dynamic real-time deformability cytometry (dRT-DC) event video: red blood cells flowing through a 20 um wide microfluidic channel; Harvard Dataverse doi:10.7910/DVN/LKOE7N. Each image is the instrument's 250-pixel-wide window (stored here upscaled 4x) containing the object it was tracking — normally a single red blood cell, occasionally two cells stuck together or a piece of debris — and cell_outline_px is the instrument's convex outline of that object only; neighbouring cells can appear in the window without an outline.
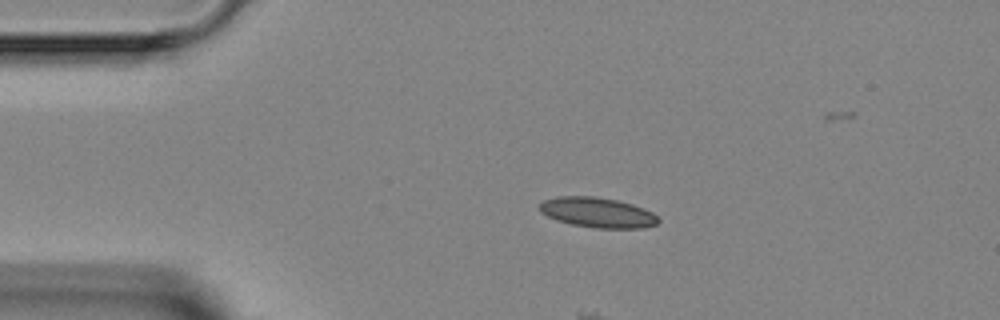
{"species": "Egyptian fruit bat (a non-hibernating species)", "species_latin": "Rousettus aegyptiacus", "temperature_condition": "room temperature", "stored_images_in_passage": 3, "camera_frame_rate_fps": 3000, "um_per_image_px": 0.085, "animal": {"sex": "female"}, "frame": {"image": 1, "passage_image": 2, "time_ms": 1.333, "image_size_px": [1000, 320], "cell_outline_px": [[660, 220], [656, 224], [644, 228], [596, 228], [572, 224], [556, 220], [540, 212], [540, 204], [544, 200], [556, 196], [592, 196], [616, 200], [632, 204], [644, 208], [652, 212]], "centroid_in_image_um": [50.79, 18.06], "position_along_channel_um": 34.2, "area_um2": 20.75}}